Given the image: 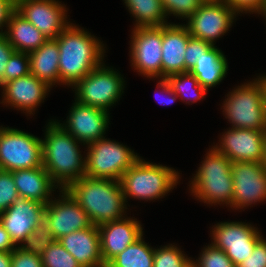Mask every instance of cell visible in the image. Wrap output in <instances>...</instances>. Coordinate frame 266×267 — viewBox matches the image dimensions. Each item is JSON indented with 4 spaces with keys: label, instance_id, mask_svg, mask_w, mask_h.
<instances>
[{
    "label": "cell",
    "instance_id": "obj_11",
    "mask_svg": "<svg viewBox=\"0 0 266 267\" xmlns=\"http://www.w3.org/2000/svg\"><path fill=\"white\" fill-rule=\"evenodd\" d=\"M236 16L234 10L223 0L205 1L184 25L191 37L204 40L214 46L215 40L225 35L232 27Z\"/></svg>",
    "mask_w": 266,
    "mask_h": 267
},
{
    "label": "cell",
    "instance_id": "obj_15",
    "mask_svg": "<svg viewBox=\"0 0 266 267\" xmlns=\"http://www.w3.org/2000/svg\"><path fill=\"white\" fill-rule=\"evenodd\" d=\"M230 128L213 148L231 162H263L266 130Z\"/></svg>",
    "mask_w": 266,
    "mask_h": 267
},
{
    "label": "cell",
    "instance_id": "obj_23",
    "mask_svg": "<svg viewBox=\"0 0 266 267\" xmlns=\"http://www.w3.org/2000/svg\"><path fill=\"white\" fill-rule=\"evenodd\" d=\"M20 198L48 204L52 192L59 187L51 180L43 166L11 171ZM56 188V189H55Z\"/></svg>",
    "mask_w": 266,
    "mask_h": 267
},
{
    "label": "cell",
    "instance_id": "obj_26",
    "mask_svg": "<svg viewBox=\"0 0 266 267\" xmlns=\"http://www.w3.org/2000/svg\"><path fill=\"white\" fill-rule=\"evenodd\" d=\"M228 71V62L222 50L212 46L196 61L190 73L196 77L199 84L207 91L220 84Z\"/></svg>",
    "mask_w": 266,
    "mask_h": 267
},
{
    "label": "cell",
    "instance_id": "obj_30",
    "mask_svg": "<svg viewBox=\"0 0 266 267\" xmlns=\"http://www.w3.org/2000/svg\"><path fill=\"white\" fill-rule=\"evenodd\" d=\"M56 241L46 220H43L33 229L19 247L26 252L41 256L44 251Z\"/></svg>",
    "mask_w": 266,
    "mask_h": 267
},
{
    "label": "cell",
    "instance_id": "obj_7",
    "mask_svg": "<svg viewBox=\"0 0 266 267\" xmlns=\"http://www.w3.org/2000/svg\"><path fill=\"white\" fill-rule=\"evenodd\" d=\"M86 172L91 178L120 180L121 176L140 158L123 143L107 138L86 145Z\"/></svg>",
    "mask_w": 266,
    "mask_h": 267
},
{
    "label": "cell",
    "instance_id": "obj_21",
    "mask_svg": "<svg viewBox=\"0 0 266 267\" xmlns=\"http://www.w3.org/2000/svg\"><path fill=\"white\" fill-rule=\"evenodd\" d=\"M190 37L184 24L162 26V78L185 73L184 54Z\"/></svg>",
    "mask_w": 266,
    "mask_h": 267
},
{
    "label": "cell",
    "instance_id": "obj_35",
    "mask_svg": "<svg viewBox=\"0 0 266 267\" xmlns=\"http://www.w3.org/2000/svg\"><path fill=\"white\" fill-rule=\"evenodd\" d=\"M166 16L187 20L201 5L202 0H161Z\"/></svg>",
    "mask_w": 266,
    "mask_h": 267
},
{
    "label": "cell",
    "instance_id": "obj_17",
    "mask_svg": "<svg viewBox=\"0 0 266 267\" xmlns=\"http://www.w3.org/2000/svg\"><path fill=\"white\" fill-rule=\"evenodd\" d=\"M109 112L79 103L75 100L66 123L56 121L65 131L77 139L81 145H89L99 139L105 138L106 130L110 124ZM83 143V144H82Z\"/></svg>",
    "mask_w": 266,
    "mask_h": 267
},
{
    "label": "cell",
    "instance_id": "obj_47",
    "mask_svg": "<svg viewBox=\"0 0 266 267\" xmlns=\"http://www.w3.org/2000/svg\"><path fill=\"white\" fill-rule=\"evenodd\" d=\"M188 267H195L192 263Z\"/></svg>",
    "mask_w": 266,
    "mask_h": 267
},
{
    "label": "cell",
    "instance_id": "obj_9",
    "mask_svg": "<svg viewBox=\"0 0 266 267\" xmlns=\"http://www.w3.org/2000/svg\"><path fill=\"white\" fill-rule=\"evenodd\" d=\"M42 139L16 128L0 127V165L3 171L42 166Z\"/></svg>",
    "mask_w": 266,
    "mask_h": 267
},
{
    "label": "cell",
    "instance_id": "obj_8",
    "mask_svg": "<svg viewBox=\"0 0 266 267\" xmlns=\"http://www.w3.org/2000/svg\"><path fill=\"white\" fill-rule=\"evenodd\" d=\"M113 67L102 63L79 80L75 89V100L79 103L103 109L109 112L111 106L116 105L123 94L125 80ZM114 104V105H113Z\"/></svg>",
    "mask_w": 266,
    "mask_h": 267
},
{
    "label": "cell",
    "instance_id": "obj_2",
    "mask_svg": "<svg viewBox=\"0 0 266 267\" xmlns=\"http://www.w3.org/2000/svg\"><path fill=\"white\" fill-rule=\"evenodd\" d=\"M41 141L42 166L59 189H66L85 176L86 157L81 155L78 145L81 143L65 131L56 119L49 120Z\"/></svg>",
    "mask_w": 266,
    "mask_h": 267
},
{
    "label": "cell",
    "instance_id": "obj_24",
    "mask_svg": "<svg viewBox=\"0 0 266 267\" xmlns=\"http://www.w3.org/2000/svg\"><path fill=\"white\" fill-rule=\"evenodd\" d=\"M6 28L3 36L18 52L30 53L48 40L43 33L16 10L10 15Z\"/></svg>",
    "mask_w": 266,
    "mask_h": 267
},
{
    "label": "cell",
    "instance_id": "obj_25",
    "mask_svg": "<svg viewBox=\"0 0 266 267\" xmlns=\"http://www.w3.org/2000/svg\"><path fill=\"white\" fill-rule=\"evenodd\" d=\"M30 73L50 87L60 85L59 47L57 39H48L38 49L31 51Z\"/></svg>",
    "mask_w": 266,
    "mask_h": 267
},
{
    "label": "cell",
    "instance_id": "obj_4",
    "mask_svg": "<svg viewBox=\"0 0 266 267\" xmlns=\"http://www.w3.org/2000/svg\"><path fill=\"white\" fill-rule=\"evenodd\" d=\"M200 167L190 180L191 194L207 205L225 204L232 209L233 178L232 162L213 147L205 154Z\"/></svg>",
    "mask_w": 266,
    "mask_h": 267
},
{
    "label": "cell",
    "instance_id": "obj_13",
    "mask_svg": "<svg viewBox=\"0 0 266 267\" xmlns=\"http://www.w3.org/2000/svg\"><path fill=\"white\" fill-rule=\"evenodd\" d=\"M232 209L239 210L266 200V168L262 162H232Z\"/></svg>",
    "mask_w": 266,
    "mask_h": 267
},
{
    "label": "cell",
    "instance_id": "obj_12",
    "mask_svg": "<svg viewBox=\"0 0 266 267\" xmlns=\"http://www.w3.org/2000/svg\"><path fill=\"white\" fill-rule=\"evenodd\" d=\"M213 227L210 231L212 244L225 251L236 267L252 254L255 245L263 238L258 228L242 221L218 222Z\"/></svg>",
    "mask_w": 266,
    "mask_h": 267
},
{
    "label": "cell",
    "instance_id": "obj_6",
    "mask_svg": "<svg viewBox=\"0 0 266 267\" xmlns=\"http://www.w3.org/2000/svg\"><path fill=\"white\" fill-rule=\"evenodd\" d=\"M180 173L162 164L150 163L140 157L119 180L127 198L152 201L165 197L180 182ZM172 189V190H171Z\"/></svg>",
    "mask_w": 266,
    "mask_h": 267
},
{
    "label": "cell",
    "instance_id": "obj_33",
    "mask_svg": "<svg viewBox=\"0 0 266 267\" xmlns=\"http://www.w3.org/2000/svg\"><path fill=\"white\" fill-rule=\"evenodd\" d=\"M199 256L198 259L191 260L195 267H236L225 251L212 243L204 246Z\"/></svg>",
    "mask_w": 266,
    "mask_h": 267
},
{
    "label": "cell",
    "instance_id": "obj_5",
    "mask_svg": "<svg viewBox=\"0 0 266 267\" xmlns=\"http://www.w3.org/2000/svg\"><path fill=\"white\" fill-rule=\"evenodd\" d=\"M228 92L221 109L232 128L266 130V75Z\"/></svg>",
    "mask_w": 266,
    "mask_h": 267
},
{
    "label": "cell",
    "instance_id": "obj_10",
    "mask_svg": "<svg viewBox=\"0 0 266 267\" xmlns=\"http://www.w3.org/2000/svg\"><path fill=\"white\" fill-rule=\"evenodd\" d=\"M130 41L132 68L146 78H162V26L136 27Z\"/></svg>",
    "mask_w": 266,
    "mask_h": 267
},
{
    "label": "cell",
    "instance_id": "obj_18",
    "mask_svg": "<svg viewBox=\"0 0 266 267\" xmlns=\"http://www.w3.org/2000/svg\"><path fill=\"white\" fill-rule=\"evenodd\" d=\"M1 88L3 105L25 111L30 116L44 102L52 87L29 73L5 83Z\"/></svg>",
    "mask_w": 266,
    "mask_h": 267
},
{
    "label": "cell",
    "instance_id": "obj_42",
    "mask_svg": "<svg viewBox=\"0 0 266 267\" xmlns=\"http://www.w3.org/2000/svg\"><path fill=\"white\" fill-rule=\"evenodd\" d=\"M16 10V0H0V36L4 35L10 15Z\"/></svg>",
    "mask_w": 266,
    "mask_h": 267
},
{
    "label": "cell",
    "instance_id": "obj_44",
    "mask_svg": "<svg viewBox=\"0 0 266 267\" xmlns=\"http://www.w3.org/2000/svg\"><path fill=\"white\" fill-rule=\"evenodd\" d=\"M16 247L0 221V251L12 252Z\"/></svg>",
    "mask_w": 266,
    "mask_h": 267
},
{
    "label": "cell",
    "instance_id": "obj_1",
    "mask_svg": "<svg viewBox=\"0 0 266 267\" xmlns=\"http://www.w3.org/2000/svg\"><path fill=\"white\" fill-rule=\"evenodd\" d=\"M56 39L61 85L73 87L103 63L105 45L84 28L70 23Z\"/></svg>",
    "mask_w": 266,
    "mask_h": 267
},
{
    "label": "cell",
    "instance_id": "obj_20",
    "mask_svg": "<svg viewBox=\"0 0 266 267\" xmlns=\"http://www.w3.org/2000/svg\"><path fill=\"white\" fill-rule=\"evenodd\" d=\"M98 231L101 256L105 266L128 245L133 244L143 235V227L140 221L133 217H124L101 224L98 226Z\"/></svg>",
    "mask_w": 266,
    "mask_h": 267
},
{
    "label": "cell",
    "instance_id": "obj_38",
    "mask_svg": "<svg viewBox=\"0 0 266 267\" xmlns=\"http://www.w3.org/2000/svg\"><path fill=\"white\" fill-rule=\"evenodd\" d=\"M229 5L234 12L239 15L240 13H255L261 14L263 17L266 15V0H223ZM239 13V14H238Z\"/></svg>",
    "mask_w": 266,
    "mask_h": 267
},
{
    "label": "cell",
    "instance_id": "obj_28",
    "mask_svg": "<svg viewBox=\"0 0 266 267\" xmlns=\"http://www.w3.org/2000/svg\"><path fill=\"white\" fill-rule=\"evenodd\" d=\"M155 248L144 241L143 235L116 255L106 267H153Z\"/></svg>",
    "mask_w": 266,
    "mask_h": 267
},
{
    "label": "cell",
    "instance_id": "obj_40",
    "mask_svg": "<svg viewBox=\"0 0 266 267\" xmlns=\"http://www.w3.org/2000/svg\"><path fill=\"white\" fill-rule=\"evenodd\" d=\"M237 267H266V239L264 237L255 245L252 254Z\"/></svg>",
    "mask_w": 266,
    "mask_h": 267
},
{
    "label": "cell",
    "instance_id": "obj_45",
    "mask_svg": "<svg viewBox=\"0 0 266 267\" xmlns=\"http://www.w3.org/2000/svg\"><path fill=\"white\" fill-rule=\"evenodd\" d=\"M12 252L0 251V267H11Z\"/></svg>",
    "mask_w": 266,
    "mask_h": 267
},
{
    "label": "cell",
    "instance_id": "obj_32",
    "mask_svg": "<svg viewBox=\"0 0 266 267\" xmlns=\"http://www.w3.org/2000/svg\"><path fill=\"white\" fill-rule=\"evenodd\" d=\"M41 261L43 267H82L58 240L44 251Z\"/></svg>",
    "mask_w": 266,
    "mask_h": 267
},
{
    "label": "cell",
    "instance_id": "obj_34",
    "mask_svg": "<svg viewBox=\"0 0 266 267\" xmlns=\"http://www.w3.org/2000/svg\"><path fill=\"white\" fill-rule=\"evenodd\" d=\"M30 73V58L26 52L15 51L6 63L2 86L14 79L26 76Z\"/></svg>",
    "mask_w": 266,
    "mask_h": 267
},
{
    "label": "cell",
    "instance_id": "obj_36",
    "mask_svg": "<svg viewBox=\"0 0 266 267\" xmlns=\"http://www.w3.org/2000/svg\"><path fill=\"white\" fill-rule=\"evenodd\" d=\"M19 198L18 191L10 171L0 173V213L6 211Z\"/></svg>",
    "mask_w": 266,
    "mask_h": 267
},
{
    "label": "cell",
    "instance_id": "obj_37",
    "mask_svg": "<svg viewBox=\"0 0 266 267\" xmlns=\"http://www.w3.org/2000/svg\"><path fill=\"white\" fill-rule=\"evenodd\" d=\"M212 46V44L204 40L190 37L184 54L185 73L190 72L196 65V61L199 60Z\"/></svg>",
    "mask_w": 266,
    "mask_h": 267
},
{
    "label": "cell",
    "instance_id": "obj_27",
    "mask_svg": "<svg viewBox=\"0 0 266 267\" xmlns=\"http://www.w3.org/2000/svg\"><path fill=\"white\" fill-rule=\"evenodd\" d=\"M135 18L134 28L169 24L161 0H123Z\"/></svg>",
    "mask_w": 266,
    "mask_h": 267
},
{
    "label": "cell",
    "instance_id": "obj_29",
    "mask_svg": "<svg viewBox=\"0 0 266 267\" xmlns=\"http://www.w3.org/2000/svg\"><path fill=\"white\" fill-rule=\"evenodd\" d=\"M166 79L179 99L188 105L206 96L207 90L199 84V81L190 72L170 75Z\"/></svg>",
    "mask_w": 266,
    "mask_h": 267
},
{
    "label": "cell",
    "instance_id": "obj_31",
    "mask_svg": "<svg viewBox=\"0 0 266 267\" xmlns=\"http://www.w3.org/2000/svg\"><path fill=\"white\" fill-rule=\"evenodd\" d=\"M177 245L168 244L156 248L154 252L153 267H188L191 260Z\"/></svg>",
    "mask_w": 266,
    "mask_h": 267
},
{
    "label": "cell",
    "instance_id": "obj_46",
    "mask_svg": "<svg viewBox=\"0 0 266 267\" xmlns=\"http://www.w3.org/2000/svg\"><path fill=\"white\" fill-rule=\"evenodd\" d=\"M263 166L266 168V144H265V151H264V159H263Z\"/></svg>",
    "mask_w": 266,
    "mask_h": 267
},
{
    "label": "cell",
    "instance_id": "obj_19",
    "mask_svg": "<svg viewBox=\"0 0 266 267\" xmlns=\"http://www.w3.org/2000/svg\"><path fill=\"white\" fill-rule=\"evenodd\" d=\"M44 210L45 204L19 197L6 211L0 213V221L16 246L22 244L43 220Z\"/></svg>",
    "mask_w": 266,
    "mask_h": 267
},
{
    "label": "cell",
    "instance_id": "obj_22",
    "mask_svg": "<svg viewBox=\"0 0 266 267\" xmlns=\"http://www.w3.org/2000/svg\"><path fill=\"white\" fill-rule=\"evenodd\" d=\"M58 241L82 267H106L101 256L98 226L92 224L64 235Z\"/></svg>",
    "mask_w": 266,
    "mask_h": 267
},
{
    "label": "cell",
    "instance_id": "obj_39",
    "mask_svg": "<svg viewBox=\"0 0 266 267\" xmlns=\"http://www.w3.org/2000/svg\"><path fill=\"white\" fill-rule=\"evenodd\" d=\"M11 267H43L41 256L26 252L17 246L12 251Z\"/></svg>",
    "mask_w": 266,
    "mask_h": 267
},
{
    "label": "cell",
    "instance_id": "obj_16",
    "mask_svg": "<svg viewBox=\"0 0 266 267\" xmlns=\"http://www.w3.org/2000/svg\"><path fill=\"white\" fill-rule=\"evenodd\" d=\"M67 10L59 0H16V11L48 39H56L69 25Z\"/></svg>",
    "mask_w": 266,
    "mask_h": 267
},
{
    "label": "cell",
    "instance_id": "obj_41",
    "mask_svg": "<svg viewBox=\"0 0 266 267\" xmlns=\"http://www.w3.org/2000/svg\"><path fill=\"white\" fill-rule=\"evenodd\" d=\"M14 52L15 50L8 40L3 35L0 36V87H2V77L6 63Z\"/></svg>",
    "mask_w": 266,
    "mask_h": 267
},
{
    "label": "cell",
    "instance_id": "obj_14",
    "mask_svg": "<svg viewBox=\"0 0 266 267\" xmlns=\"http://www.w3.org/2000/svg\"><path fill=\"white\" fill-rule=\"evenodd\" d=\"M59 199L54 198L45 205L44 219L49 225L56 240L77 230L92 225L86 211L69 194L66 189H60Z\"/></svg>",
    "mask_w": 266,
    "mask_h": 267
},
{
    "label": "cell",
    "instance_id": "obj_43",
    "mask_svg": "<svg viewBox=\"0 0 266 267\" xmlns=\"http://www.w3.org/2000/svg\"><path fill=\"white\" fill-rule=\"evenodd\" d=\"M159 79L160 80L157 84V89L161 88L160 93L162 94V96L167 95L168 97L165 98V100L158 99L157 102L161 105H169L173 103L178 98V96L175 94L170 83L168 82L166 78H159Z\"/></svg>",
    "mask_w": 266,
    "mask_h": 267
},
{
    "label": "cell",
    "instance_id": "obj_3",
    "mask_svg": "<svg viewBox=\"0 0 266 267\" xmlns=\"http://www.w3.org/2000/svg\"><path fill=\"white\" fill-rule=\"evenodd\" d=\"M66 190L95 226L126 216L128 208L118 180L84 176L72 182Z\"/></svg>",
    "mask_w": 266,
    "mask_h": 267
}]
</instances>
